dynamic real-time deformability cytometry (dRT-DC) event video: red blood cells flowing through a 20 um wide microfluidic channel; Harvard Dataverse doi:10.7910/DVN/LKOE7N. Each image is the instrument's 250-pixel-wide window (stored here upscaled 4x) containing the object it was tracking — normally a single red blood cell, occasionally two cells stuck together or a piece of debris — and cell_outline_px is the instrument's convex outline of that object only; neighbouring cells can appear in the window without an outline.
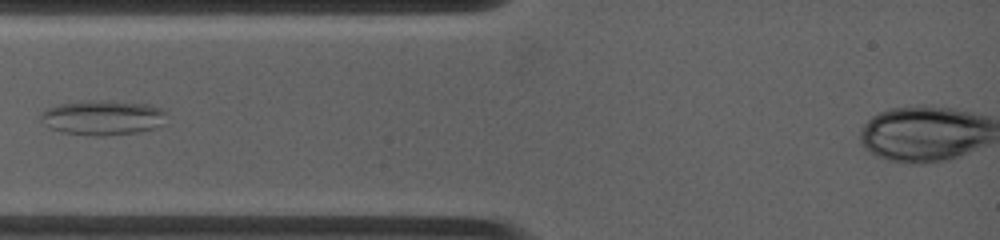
{"species": "common noctule bat (a hibernating species)", "species_latin": "Nyctalus noctula", "temperature_condition": "warm", "stored_images_in_passage": 40, "camera_frame_rate_fps": 4500, "um_per_image_px": 0.085, "animal": {"sex": "female", "body_mass_g": 19.0, "forearm_length_mm": 53.3}, "frame": {"image": 1, "passage_image": 1, "time_ms": 0.0, "image_size_px": [1000, 240], "cell_outline_px": [[168, 112], [164, 124], [156, 128], [136, 132], [108, 136], [88, 136], [60, 132], [52, 128], [40, 120], [36, 116], [40, 112], [48, 108], [60, 104], [80, 100], [112, 100], [148, 104], [160, 108]], "centroid_in_image_um": [8.73, 9.99], "position_along_channel_um": 76.3, "area_um2": 26.24}}
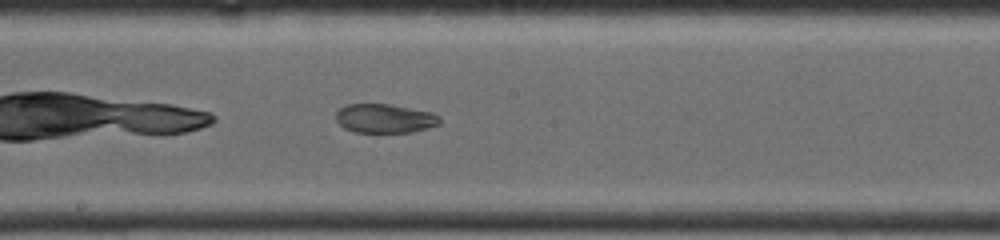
{"frame": {"image": 2, "passage_image": 16, "time_ms": 3.556, "image_size_px": [1000, 240], "cell_outline_px": [[440, 124], [428, 128], [412, 132], [352, 132], [344, 128], [336, 120], [336, 112], [340, 108], [348, 104], [388, 104], [432, 112], [440, 116]], "centroid_in_image_um": [32.71, 10.07], "position_along_channel_um": 215.5, "area_um2": 17.57}}
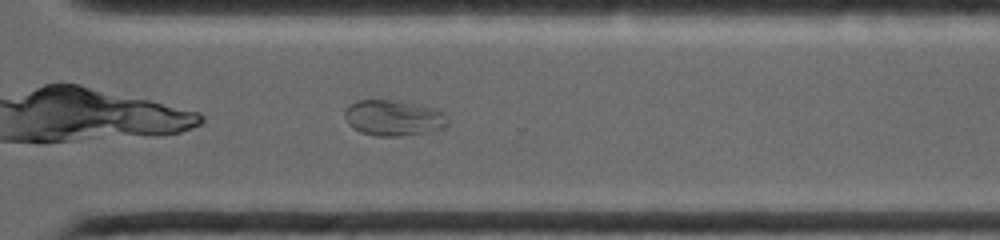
{"frame": {"image": 3, "passage_image": 29, "time_ms": 6.667, "image_size_px": [1000, 240], "cell_outline_px": [[448, 124], [444, 128], [432, 132], [400, 136], [376, 136], [360, 132], [352, 128], [348, 124], [344, 116], [344, 112], [348, 104], [356, 100], [396, 100], [432, 108], [444, 112], [448, 120]], "centroid_in_image_um": [33.43, 10.03], "position_along_channel_um": 337.2, "area_um2": 21.73}}